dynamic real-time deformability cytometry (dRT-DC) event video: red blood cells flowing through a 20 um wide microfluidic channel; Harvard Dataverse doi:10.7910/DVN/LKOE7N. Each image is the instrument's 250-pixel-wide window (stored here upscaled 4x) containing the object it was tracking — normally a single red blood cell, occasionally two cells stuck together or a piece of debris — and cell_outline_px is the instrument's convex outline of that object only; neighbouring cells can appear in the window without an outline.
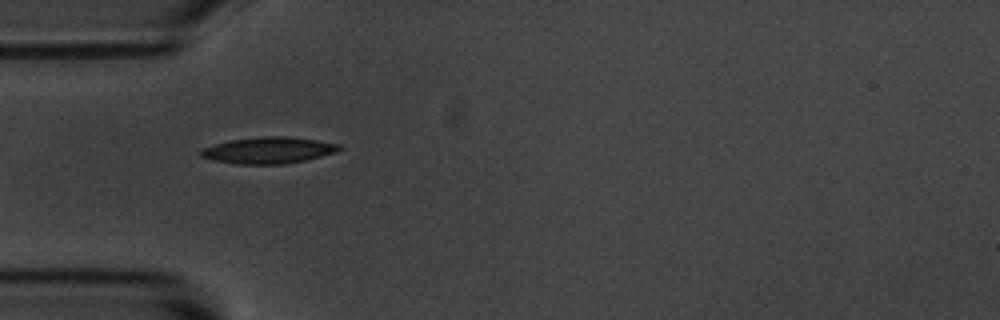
{"species": "common noctule bat (a hibernating species)", "species_latin": "Nyctalus noctula", "temperature_condition": "room temperature", "stored_images_in_passage": 40, "camera_frame_rate_fps": 3000, "um_per_image_px": 0.085, "animal": {"sex": "male", "body_mass_g": 20.1, "forearm_length_mm": 53.5}, "frame": {"image": 1, "passage_image": 1, "time_ms": 0.0, "image_size_px": [1000, 320], "cell_outline_px": [[344, 148], [336, 152], [308, 160], [284, 164], [236, 164], [212, 160], [200, 156], [200, 148], [232, 140], [264, 136], [288, 136], [316, 140], [340, 144]], "centroid_in_image_um": [22.85, 12.78], "position_along_channel_um": 62.2, "area_um2": 21.44}}
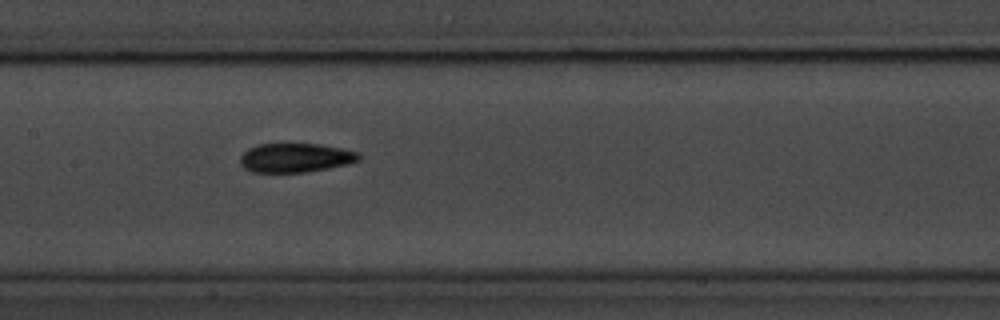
{"frame": {"image": 2, "passage_image": 11, "time_ms": 3.333, "image_size_px": [1000, 320], "cell_outline_px": [[360, 160], [348, 164], [328, 168], [304, 172], [252, 172], [244, 168], [240, 164], [240, 156], [248, 148], [256, 144], [320, 144], [360, 152]], "centroid_in_image_um": [25.1, 13.41], "position_along_channel_um": 182.3, "area_um2": 20.17}}
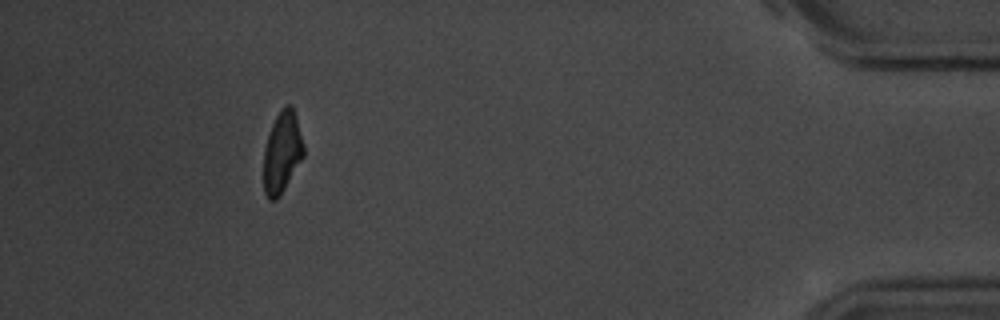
{"frame": {"image": 3, "passage_image": 35, "time_ms": 11.333, "image_size_px": [1000, 320], "cell_outline_px": [[304, 156], [280, 196], [276, 200], [268, 200], [264, 192], [264, 148], [272, 124], [280, 108], [284, 104], [292, 104], [304, 144]], "centroid_in_image_um": [23.98, 12.93], "position_along_channel_um": 411.2, "area_um2": 19.07}, "authors_computed_cell_mechanics": {"area_um2": 20.1722, "velocity_mm_per_s": 3.6133, "shape_relaxation_time_tau1_ms": 3.7439, "shape_relaxation_time_tau2_ms": 3.402, "deformation_change_tau1": 0.1436, "deformation_change_tau2": 0.1047}}